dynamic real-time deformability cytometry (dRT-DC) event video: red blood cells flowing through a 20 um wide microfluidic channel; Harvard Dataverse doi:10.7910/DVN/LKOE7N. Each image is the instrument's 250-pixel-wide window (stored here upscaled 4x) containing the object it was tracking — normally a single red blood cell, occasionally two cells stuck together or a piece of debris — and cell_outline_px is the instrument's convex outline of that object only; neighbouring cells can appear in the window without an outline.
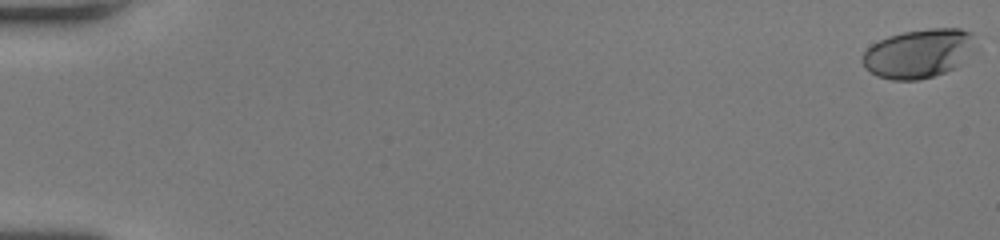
{"species": "human", "species_latin": "Homo sapiens", "temperature_condition": "room temperature", "stored_images_in_passage": 55, "camera_frame_rate_fps": 3000, "um_per_image_px": 0.085, "donor": {"sex": "female"}, "frame": {"image": 1, "passage_image": 1, "time_ms": 0.0, "image_size_px": [1000, 240], "cell_outline_px": [[972, 32], [956, 68], [932, 76], [916, 80], [892, 80], [876, 76], [864, 68], [860, 60], [864, 52], [872, 44], [888, 36], [904, 32], [928, 28], [960, 28]], "centroid_in_image_um": [77.88, 4.56], "position_along_channel_um": 7.1, "area_um2": 31.04}}
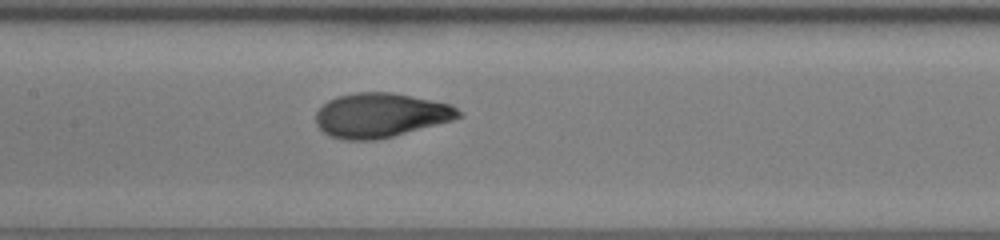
{"frame": {"image": 2, "passage_image": 29, "time_ms": 9.333, "image_size_px": [1000, 240], "cell_outline_px": [[464, 116], [452, 120], [392, 136], [376, 140], [344, 140], [332, 136], [324, 132], [316, 124], [316, 112], [328, 100], [336, 96], [356, 92], [392, 92], [452, 104]], "centroid_in_image_um": [32.34, 9.78], "position_along_channel_um": 175.1, "area_um2": 36.76}}
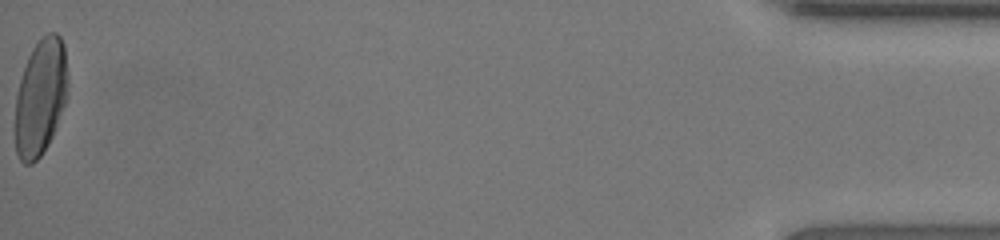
{"frame": {"image": 3, "passage_image": 55, "time_ms": 18.0, "image_size_px": [1000, 240], "cell_outline_px": [[68, 96], [56, 128], [48, 144], [40, 156], [32, 164], [24, 164], [20, 160], [16, 152], [16, 96], [20, 80], [28, 56], [32, 48], [48, 32], [56, 32], [60, 36], [64, 44], [68, 72]], "centroid_in_image_um": [3.48, 8.25], "position_along_channel_um": 431.7, "area_um2": 35.89}, "authors_computed_cell_mechanics": {"area_um2": 35.4892, "velocity_mm_per_s": 4.0467, "shape_relaxation_time_tau1_ms": 4.4952, "shape_relaxation_time_tau2_ms": null, "deformation_change_tau1": 0.2289, "deformation_change_tau2": null}}